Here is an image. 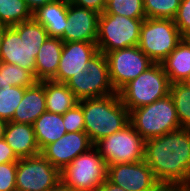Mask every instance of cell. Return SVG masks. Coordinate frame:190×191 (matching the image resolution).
I'll use <instances>...</instances> for the list:
<instances>
[{
    "mask_svg": "<svg viewBox=\"0 0 190 191\" xmlns=\"http://www.w3.org/2000/svg\"><path fill=\"white\" fill-rule=\"evenodd\" d=\"M103 13L126 16L133 19H145L143 0H107Z\"/></svg>",
    "mask_w": 190,
    "mask_h": 191,
    "instance_id": "obj_26",
    "label": "cell"
},
{
    "mask_svg": "<svg viewBox=\"0 0 190 191\" xmlns=\"http://www.w3.org/2000/svg\"><path fill=\"white\" fill-rule=\"evenodd\" d=\"M100 14L91 9L68 4L63 42H96Z\"/></svg>",
    "mask_w": 190,
    "mask_h": 191,
    "instance_id": "obj_16",
    "label": "cell"
},
{
    "mask_svg": "<svg viewBox=\"0 0 190 191\" xmlns=\"http://www.w3.org/2000/svg\"><path fill=\"white\" fill-rule=\"evenodd\" d=\"M26 87L12 86L8 91L0 93V119L9 122L23 99Z\"/></svg>",
    "mask_w": 190,
    "mask_h": 191,
    "instance_id": "obj_28",
    "label": "cell"
},
{
    "mask_svg": "<svg viewBox=\"0 0 190 191\" xmlns=\"http://www.w3.org/2000/svg\"><path fill=\"white\" fill-rule=\"evenodd\" d=\"M152 191H187V187L177 184L158 183Z\"/></svg>",
    "mask_w": 190,
    "mask_h": 191,
    "instance_id": "obj_35",
    "label": "cell"
},
{
    "mask_svg": "<svg viewBox=\"0 0 190 191\" xmlns=\"http://www.w3.org/2000/svg\"><path fill=\"white\" fill-rule=\"evenodd\" d=\"M186 83L190 85V77L187 79Z\"/></svg>",
    "mask_w": 190,
    "mask_h": 191,
    "instance_id": "obj_42",
    "label": "cell"
},
{
    "mask_svg": "<svg viewBox=\"0 0 190 191\" xmlns=\"http://www.w3.org/2000/svg\"><path fill=\"white\" fill-rule=\"evenodd\" d=\"M11 87L5 77V62H0V93L8 91Z\"/></svg>",
    "mask_w": 190,
    "mask_h": 191,
    "instance_id": "obj_36",
    "label": "cell"
},
{
    "mask_svg": "<svg viewBox=\"0 0 190 191\" xmlns=\"http://www.w3.org/2000/svg\"><path fill=\"white\" fill-rule=\"evenodd\" d=\"M130 123L145 141L182 128L170 94L131 110Z\"/></svg>",
    "mask_w": 190,
    "mask_h": 191,
    "instance_id": "obj_4",
    "label": "cell"
},
{
    "mask_svg": "<svg viewBox=\"0 0 190 191\" xmlns=\"http://www.w3.org/2000/svg\"><path fill=\"white\" fill-rule=\"evenodd\" d=\"M32 126L40 151L67 133L62 115L47 111L36 119Z\"/></svg>",
    "mask_w": 190,
    "mask_h": 191,
    "instance_id": "obj_23",
    "label": "cell"
},
{
    "mask_svg": "<svg viewBox=\"0 0 190 191\" xmlns=\"http://www.w3.org/2000/svg\"><path fill=\"white\" fill-rule=\"evenodd\" d=\"M49 191H74L72 188L67 186L61 179L59 182L52 187Z\"/></svg>",
    "mask_w": 190,
    "mask_h": 191,
    "instance_id": "obj_39",
    "label": "cell"
},
{
    "mask_svg": "<svg viewBox=\"0 0 190 191\" xmlns=\"http://www.w3.org/2000/svg\"><path fill=\"white\" fill-rule=\"evenodd\" d=\"M19 158L15 155L12 148L8 145L5 139L0 140V164L17 162Z\"/></svg>",
    "mask_w": 190,
    "mask_h": 191,
    "instance_id": "obj_34",
    "label": "cell"
},
{
    "mask_svg": "<svg viewBox=\"0 0 190 191\" xmlns=\"http://www.w3.org/2000/svg\"><path fill=\"white\" fill-rule=\"evenodd\" d=\"M25 1L27 3V6L33 13L41 6H44L45 4H48L57 0H25Z\"/></svg>",
    "mask_w": 190,
    "mask_h": 191,
    "instance_id": "obj_37",
    "label": "cell"
},
{
    "mask_svg": "<svg viewBox=\"0 0 190 191\" xmlns=\"http://www.w3.org/2000/svg\"><path fill=\"white\" fill-rule=\"evenodd\" d=\"M60 179V171L41 153L17 161L16 191H49Z\"/></svg>",
    "mask_w": 190,
    "mask_h": 191,
    "instance_id": "obj_11",
    "label": "cell"
},
{
    "mask_svg": "<svg viewBox=\"0 0 190 191\" xmlns=\"http://www.w3.org/2000/svg\"><path fill=\"white\" fill-rule=\"evenodd\" d=\"M144 161L158 183L190 186V129L180 128L145 141Z\"/></svg>",
    "mask_w": 190,
    "mask_h": 191,
    "instance_id": "obj_1",
    "label": "cell"
},
{
    "mask_svg": "<svg viewBox=\"0 0 190 191\" xmlns=\"http://www.w3.org/2000/svg\"><path fill=\"white\" fill-rule=\"evenodd\" d=\"M45 101L44 80L37 81L33 86L25 89L23 99L16 108L11 121L32 125L47 111Z\"/></svg>",
    "mask_w": 190,
    "mask_h": 191,
    "instance_id": "obj_18",
    "label": "cell"
},
{
    "mask_svg": "<svg viewBox=\"0 0 190 191\" xmlns=\"http://www.w3.org/2000/svg\"><path fill=\"white\" fill-rule=\"evenodd\" d=\"M94 144L85 131L69 132L49 145L41 154L59 171H62L77 156L89 151Z\"/></svg>",
    "mask_w": 190,
    "mask_h": 191,
    "instance_id": "obj_14",
    "label": "cell"
},
{
    "mask_svg": "<svg viewBox=\"0 0 190 191\" xmlns=\"http://www.w3.org/2000/svg\"><path fill=\"white\" fill-rule=\"evenodd\" d=\"M143 21L116 14H100L96 39L98 51L106 54L137 46Z\"/></svg>",
    "mask_w": 190,
    "mask_h": 191,
    "instance_id": "obj_6",
    "label": "cell"
},
{
    "mask_svg": "<svg viewBox=\"0 0 190 191\" xmlns=\"http://www.w3.org/2000/svg\"><path fill=\"white\" fill-rule=\"evenodd\" d=\"M48 32L34 18L6 27L1 42L0 62L11 63L35 73V59Z\"/></svg>",
    "mask_w": 190,
    "mask_h": 191,
    "instance_id": "obj_2",
    "label": "cell"
},
{
    "mask_svg": "<svg viewBox=\"0 0 190 191\" xmlns=\"http://www.w3.org/2000/svg\"><path fill=\"white\" fill-rule=\"evenodd\" d=\"M173 21L183 38H190V0H181Z\"/></svg>",
    "mask_w": 190,
    "mask_h": 191,
    "instance_id": "obj_32",
    "label": "cell"
},
{
    "mask_svg": "<svg viewBox=\"0 0 190 191\" xmlns=\"http://www.w3.org/2000/svg\"><path fill=\"white\" fill-rule=\"evenodd\" d=\"M94 147L107 166L144 160L145 140L129 123L123 129L100 139Z\"/></svg>",
    "mask_w": 190,
    "mask_h": 191,
    "instance_id": "obj_9",
    "label": "cell"
},
{
    "mask_svg": "<svg viewBox=\"0 0 190 191\" xmlns=\"http://www.w3.org/2000/svg\"><path fill=\"white\" fill-rule=\"evenodd\" d=\"M161 64L170 83L186 82L190 77V38H183Z\"/></svg>",
    "mask_w": 190,
    "mask_h": 191,
    "instance_id": "obj_21",
    "label": "cell"
},
{
    "mask_svg": "<svg viewBox=\"0 0 190 191\" xmlns=\"http://www.w3.org/2000/svg\"><path fill=\"white\" fill-rule=\"evenodd\" d=\"M17 162L0 164V191H16Z\"/></svg>",
    "mask_w": 190,
    "mask_h": 191,
    "instance_id": "obj_31",
    "label": "cell"
},
{
    "mask_svg": "<svg viewBox=\"0 0 190 191\" xmlns=\"http://www.w3.org/2000/svg\"><path fill=\"white\" fill-rule=\"evenodd\" d=\"M107 179L126 191H152L158 185L144 160L107 166Z\"/></svg>",
    "mask_w": 190,
    "mask_h": 191,
    "instance_id": "obj_13",
    "label": "cell"
},
{
    "mask_svg": "<svg viewBox=\"0 0 190 191\" xmlns=\"http://www.w3.org/2000/svg\"><path fill=\"white\" fill-rule=\"evenodd\" d=\"M183 39L172 19L145 18L138 47L154 62L161 63Z\"/></svg>",
    "mask_w": 190,
    "mask_h": 191,
    "instance_id": "obj_7",
    "label": "cell"
},
{
    "mask_svg": "<svg viewBox=\"0 0 190 191\" xmlns=\"http://www.w3.org/2000/svg\"><path fill=\"white\" fill-rule=\"evenodd\" d=\"M68 88L78 101L106 97L117 93L111 83L106 56L98 52L92 57L87 68L78 76H72L67 82Z\"/></svg>",
    "mask_w": 190,
    "mask_h": 191,
    "instance_id": "obj_10",
    "label": "cell"
},
{
    "mask_svg": "<svg viewBox=\"0 0 190 191\" xmlns=\"http://www.w3.org/2000/svg\"><path fill=\"white\" fill-rule=\"evenodd\" d=\"M98 52L96 42H64L58 71L51 80L66 83L72 76H78Z\"/></svg>",
    "mask_w": 190,
    "mask_h": 191,
    "instance_id": "obj_15",
    "label": "cell"
},
{
    "mask_svg": "<svg viewBox=\"0 0 190 191\" xmlns=\"http://www.w3.org/2000/svg\"><path fill=\"white\" fill-rule=\"evenodd\" d=\"M62 118L67 133L84 131V114L79 102L73 108L65 112Z\"/></svg>",
    "mask_w": 190,
    "mask_h": 191,
    "instance_id": "obj_30",
    "label": "cell"
},
{
    "mask_svg": "<svg viewBox=\"0 0 190 191\" xmlns=\"http://www.w3.org/2000/svg\"><path fill=\"white\" fill-rule=\"evenodd\" d=\"M5 26L0 24V51H1V42H2V37L4 35V30H5Z\"/></svg>",
    "mask_w": 190,
    "mask_h": 191,
    "instance_id": "obj_41",
    "label": "cell"
},
{
    "mask_svg": "<svg viewBox=\"0 0 190 191\" xmlns=\"http://www.w3.org/2000/svg\"><path fill=\"white\" fill-rule=\"evenodd\" d=\"M33 18L25 0H0V24L13 27Z\"/></svg>",
    "mask_w": 190,
    "mask_h": 191,
    "instance_id": "obj_24",
    "label": "cell"
},
{
    "mask_svg": "<svg viewBox=\"0 0 190 191\" xmlns=\"http://www.w3.org/2000/svg\"><path fill=\"white\" fill-rule=\"evenodd\" d=\"M4 139L19 159L41 152L31 124L7 122Z\"/></svg>",
    "mask_w": 190,
    "mask_h": 191,
    "instance_id": "obj_17",
    "label": "cell"
},
{
    "mask_svg": "<svg viewBox=\"0 0 190 191\" xmlns=\"http://www.w3.org/2000/svg\"><path fill=\"white\" fill-rule=\"evenodd\" d=\"M76 6L91 9L102 14L106 7V0H68Z\"/></svg>",
    "mask_w": 190,
    "mask_h": 191,
    "instance_id": "obj_33",
    "label": "cell"
},
{
    "mask_svg": "<svg viewBox=\"0 0 190 191\" xmlns=\"http://www.w3.org/2000/svg\"><path fill=\"white\" fill-rule=\"evenodd\" d=\"M97 191H126L125 189L111 183L108 179H106L102 185L98 188Z\"/></svg>",
    "mask_w": 190,
    "mask_h": 191,
    "instance_id": "obj_38",
    "label": "cell"
},
{
    "mask_svg": "<svg viewBox=\"0 0 190 191\" xmlns=\"http://www.w3.org/2000/svg\"><path fill=\"white\" fill-rule=\"evenodd\" d=\"M44 93L46 110L50 113L63 115L79 102L66 83L44 80Z\"/></svg>",
    "mask_w": 190,
    "mask_h": 191,
    "instance_id": "obj_22",
    "label": "cell"
},
{
    "mask_svg": "<svg viewBox=\"0 0 190 191\" xmlns=\"http://www.w3.org/2000/svg\"><path fill=\"white\" fill-rule=\"evenodd\" d=\"M63 45L61 38L48 37L40 46L35 59L34 73L38 81L51 80L56 75Z\"/></svg>",
    "mask_w": 190,
    "mask_h": 191,
    "instance_id": "obj_20",
    "label": "cell"
},
{
    "mask_svg": "<svg viewBox=\"0 0 190 191\" xmlns=\"http://www.w3.org/2000/svg\"><path fill=\"white\" fill-rule=\"evenodd\" d=\"M6 125L7 122L3 119H0V140L4 138Z\"/></svg>",
    "mask_w": 190,
    "mask_h": 191,
    "instance_id": "obj_40",
    "label": "cell"
},
{
    "mask_svg": "<svg viewBox=\"0 0 190 191\" xmlns=\"http://www.w3.org/2000/svg\"><path fill=\"white\" fill-rule=\"evenodd\" d=\"M169 94L174 101L181 127L190 129V85L186 82L171 83Z\"/></svg>",
    "mask_w": 190,
    "mask_h": 191,
    "instance_id": "obj_25",
    "label": "cell"
},
{
    "mask_svg": "<svg viewBox=\"0 0 190 191\" xmlns=\"http://www.w3.org/2000/svg\"><path fill=\"white\" fill-rule=\"evenodd\" d=\"M146 18L174 19L181 0H143Z\"/></svg>",
    "mask_w": 190,
    "mask_h": 191,
    "instance_id": "obj_27",
    "label": "cell"
},
{
    "mask_svg": "<svg viewBox=\"0 0 190 191\" xmlns=\"http://www.w3.org/2000/svg\"><path fill=\"white\" fill-rule=\"evenodd\" d=\"M60 177L74 191H97L107 179V165L97 149L92 147L60 171Z\"/></svg>",
    "mask_w": 190,
    "mask_h": 191,
    "instance_id": "obj_8",
    "label": "cell"
},
{
    "mask_svg": "<svg viewBox=\"0 0 190 191\" xmlns=\"http://www.w3.org/2000/svg\"><path fill=\"white\" fill-rule=\"evenodd\" d=\"M170 81L161 63H153L119 92L123 105L130 112L151 104L170 93Z\"/></svg>",
    "mask_w": 190,
    "mask_h": 191,
    "instance_id": "obj_5",
    "label": "cell"
},
{
    "mask_svg": "<svg viewBox=\"0 0 190 191\" xmlns=\"http://www.w3.org/2000/svg\"><path fill=\"white\" fill-rule=\"evenodd\" d=\"M68 4V0H57L33 12V18L42 24L49 37H63L67 23Z\"/></svg>",
    "mask_w": 190,
    "mask_h": 191,
    "instance_id": "obj_19",
    "label": "cell"
},
{
    "mask_svg": "<svg viewBox=\"0 0 190 191\" xmlns=\"http://www.w3.org/2000/svg\"><path fill=\"white\" fill-rule=\"evenodd\" d=\"M84 114V131L95 144L130 123V112L118 93L79 101Z\"/></svg>",
    "mask_w": 190,
    "mask_h": 191,
    "instance_id": "obj_3",
    "label": "cell"
},
{
    "mask_svg": "<svg viewBox=\"0 0 190 191\" xmlns=\"http://www.w3.org/2000/svg\"><path fill=\"white\" fill-rule=\"evenodd\" d=\"M105 56L110 80L117 93L154 63L138 46L110 51Z\"/></svg>",
    "mask_w": 190,
    "mask_h": 191,
    "instance_id": "obj_12",
    "label": "cell"
},
{
    "mask_svg": "<svg viewBox=\"0 0 190 191\" xmlns=\"http://www.w3.org/2000/svg\"><path fill=\"white\" fill-rule=\"evenodd\" d=\"M5 77L11 86L26 88L38 81L32 72L11 63H5Z\"/></svg>",
    "mask_w": 190,
    "mask_h": 191,
    "instance_id": "obj_29",
    "label": "cell"
}]
</instances>
